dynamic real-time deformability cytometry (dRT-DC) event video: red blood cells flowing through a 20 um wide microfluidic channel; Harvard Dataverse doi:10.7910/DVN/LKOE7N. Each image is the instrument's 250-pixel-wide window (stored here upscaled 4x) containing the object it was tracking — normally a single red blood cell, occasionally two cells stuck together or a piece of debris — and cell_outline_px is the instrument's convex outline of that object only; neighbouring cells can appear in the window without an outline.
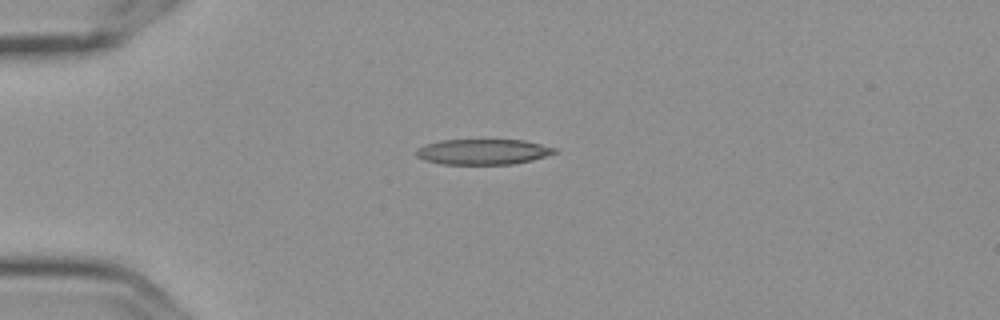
{"species": "Egyptian fruit bat (a non-hibernating species)", "species_latin": "Rousettus aegyptiacus", "temperature_condition": "cold", "stored_images_in_passage": 2, "camera_frame_rate_fps": 3000, "um_per_image_px": 0.085, "frame": {"image": 1, "passage_image": 1, "time_ms": 0.0, "image_size_px": [1000, 320], "cell_outline_px": [[556, 152], [532, 160], [512, 164], [440, 164], [424, 160], [416, 156], [416, 148], [424, 144], [440, 140], [524, 140], [556, 148]], "centroid_in_image_um": [40.99, 12.9], "position_along_channel_um": 44.0, "area_um2": 20.52}}